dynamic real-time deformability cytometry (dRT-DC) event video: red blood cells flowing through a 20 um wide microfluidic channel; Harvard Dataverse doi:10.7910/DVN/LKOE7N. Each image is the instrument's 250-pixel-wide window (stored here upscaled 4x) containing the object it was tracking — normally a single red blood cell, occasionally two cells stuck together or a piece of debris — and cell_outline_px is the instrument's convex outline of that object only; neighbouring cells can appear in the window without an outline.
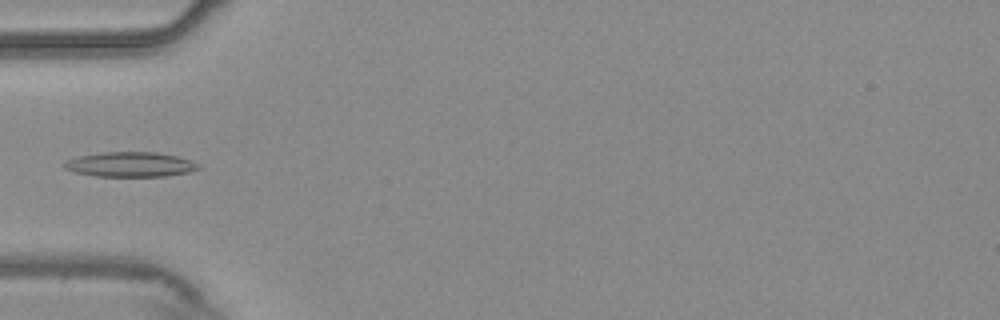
{"species": "common noctule bat (a hibernating species)", "species_latin": "Nyctalus noctula", "temperature_condition": "warm", "stored_images_in_passage": 35, "camera_frame_rate_fps": 3000, "um_per_image_px": 0.085, "animal": {"sex": "male", "body_mass_g": 20.4}, "frame": {"image": 1, "passage_image": 1, "time_ms": 0.0, "image_size_px": [1000, 320], "cell_outline_px": [[200, 168], [188, 172], [164, 176], [96, 176], [76, 172], [64, 168], [64, 164], [68, 160], [76, 156], [100, 152], [156, 152], [176, 156], [192, 160], [200, 164]], "centroid_in_image_um": [11.09, 13.97], "position_along_channel_um": 73.9, "area_um2": 19.36}}
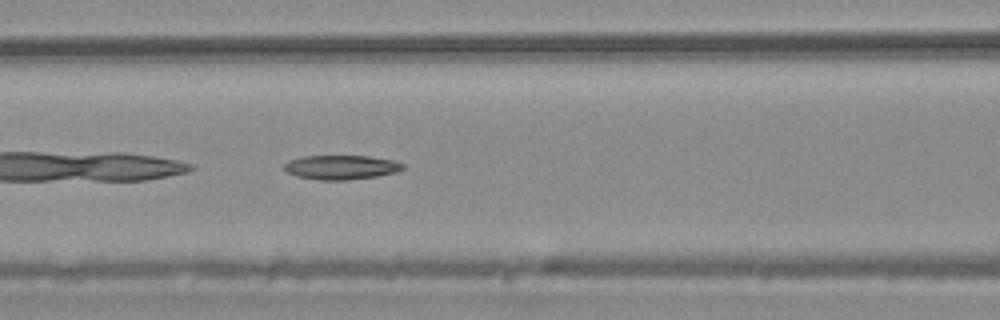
{"frame": {"image": 2, "passage_image": 6, "time_ms": 1.667, "image_size_px": [1000, 320], "cell_outline_px": [[404, 168], [396, 172], [376, 176], [344, 180], [320, 180], [296, 176], [284, 172], [284, 164], [288, 160], [300, 156], [368, 156], [392, 160], [404, 164]], "centroid_in_image_um": [28.93, 14.21], "position_along_channel_um": 137.7, "area_um2": 16.82}}